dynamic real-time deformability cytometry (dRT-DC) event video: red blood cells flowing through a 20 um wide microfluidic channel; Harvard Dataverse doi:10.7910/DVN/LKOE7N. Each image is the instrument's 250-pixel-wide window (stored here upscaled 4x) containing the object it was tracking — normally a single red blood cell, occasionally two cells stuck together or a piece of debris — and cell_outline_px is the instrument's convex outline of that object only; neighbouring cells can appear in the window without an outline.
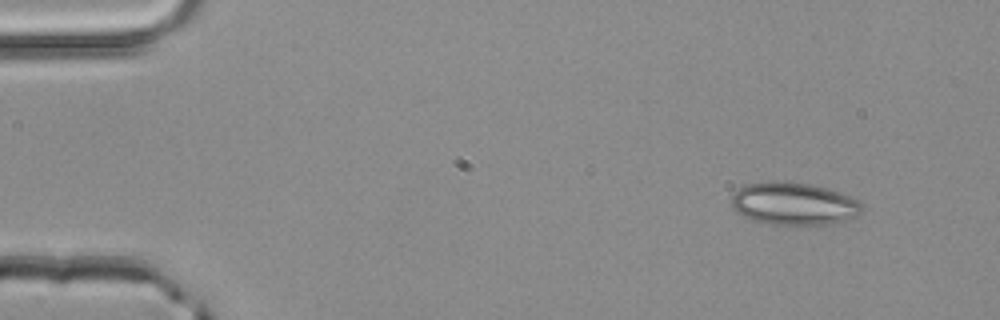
{"species": "common noctule bat (a hibernating species)", "species_latin": "Nyctalus noctula", "temperature_condition": "room temperature", "stored_images_in_passage": 3, "camera_frame_rate_fps": 3000, "um_per_image_px": 0.085, "animal": {"sex": "male", "body_mass_g": 20.4}, "frame": {"image": 1, "passage_image": 1, "time_ms": 0.0, "image_size_px": [1000, 320], "cell_outline_px": [[864, 208], [856, 216], [836, 224], [772, 224], [752, 220], [736, 212], [732, 204], [732, 192], [744, 184], [764, 180], [784, 180], [812, 184], [840, 192], [860, 200], [864, 204]], "centroid_in_image_um": [67.47, 17.28], "position_along_channel_um": 17.5, "area_um2": 33.06}}